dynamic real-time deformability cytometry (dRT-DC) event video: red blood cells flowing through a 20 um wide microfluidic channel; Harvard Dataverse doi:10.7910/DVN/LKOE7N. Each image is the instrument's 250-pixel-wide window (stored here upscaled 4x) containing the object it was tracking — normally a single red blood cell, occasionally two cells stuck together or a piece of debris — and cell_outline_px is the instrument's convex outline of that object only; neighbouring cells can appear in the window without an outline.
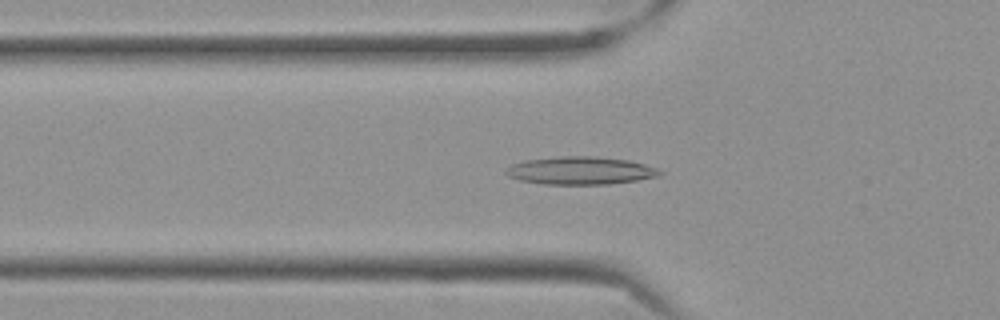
{"species": "Egyptian fruit bat (a non-hibernating species)", "species_latin": "Rousettus aegyptiacus", "temperature_condition": "cold", "stored_images_in_passage": 50, "camera_frame_rate_fps": 3000, "um_per_image_px": 0.085, "frame": {"image": 1, "passage_image": 12, "time_ms": 3.667, "image_size_px": [1000, 320], "cell_outline_px": [[664, 172], [660, 176], [636, 180], [608, 184], [544, 184], [520, 180], [508, 176], [504, 172], [512, 164], [524, 160], [560, 156], [592, 156], [628, 160], [644, 164], [656, 168]], "centroid_in_image_um": [49.34, 14.5], "position_along_channel_um": 76.5, "area_um2": 24.85}}
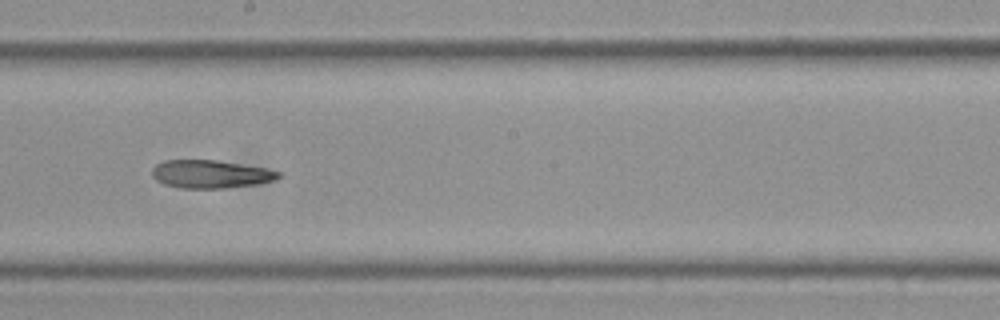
{"frame": {"image": 2, "passage_image": 25, "time_ms": 8.0, "image_size_px": [1000, 320], "cell_outline_px": [[280, 176], [272, 180], [256, 184], [224, 188], [180, 188], [164, 184], [156, 180], [152, 176], [152, 168], [156, 164], [164, 160], [216, 160], [264, 168], [280, 172]], "centroid_in_image_um": [17.84, 14.8], "position_along_channel_um": 230.4, "area_um2": 20.46}}
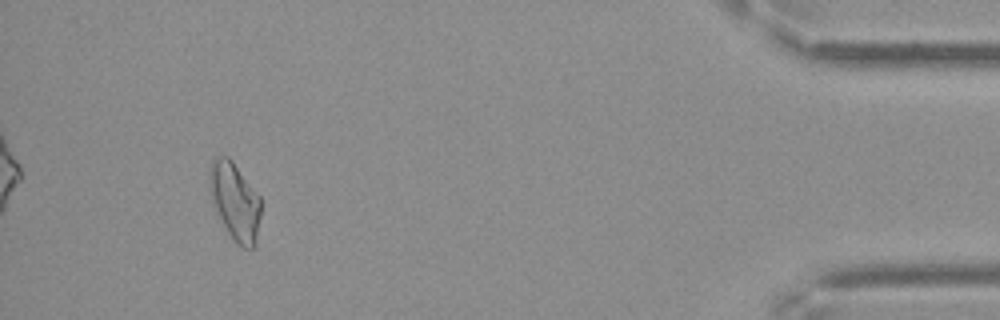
{"frame": {"image": 3, "passage_image": 46, "time_ms": 15.0, "image_size_px": [1000, 320], "cell_outline_px": [[260, 216], [256, 244], [252, 248], [244, 248], [236, 244], [228, 232], [212, 204], [208, 184], [208, 176], [212, 160], [220, 156], [228, 156], [232, 160], [260, 196]], "centroid_in_image_um": [19.96, 17.11], "position_along_channel_um": 415.2, "area_um2": 23.29}, "authors_computed_cell_mechanics": {"area_um2": 21.386, "velocity_mm_per_s": 3.5308, "shape_relaxation_time_tau1_ms": null, "shape_relaxation_time_tau2_ms": 8.762, "deformation_change_tau1": null, "deformation_change_tau2": 0.1978}}